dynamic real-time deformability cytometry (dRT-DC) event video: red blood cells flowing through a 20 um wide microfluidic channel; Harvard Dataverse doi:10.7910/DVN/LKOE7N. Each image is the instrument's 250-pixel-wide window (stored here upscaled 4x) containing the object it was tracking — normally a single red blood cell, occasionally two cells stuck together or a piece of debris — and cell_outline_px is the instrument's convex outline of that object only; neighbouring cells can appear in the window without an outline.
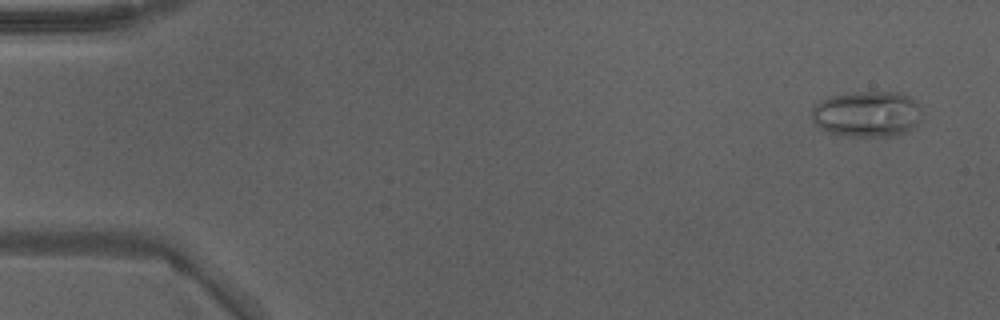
{"species": "Egyptian fruit bat (a non-hibernating species)", "species_latin": "Rousettus aegyptiacus", "temperature_condition": "warm", "stored_images_in_passage": 49, "camera_frame_rate_fps": 3000, "um_per_image_px": 0.085, "animal": {"sex": "male"}, "frame": {"image": 1, "passage_image": 3, "time_ms": 0.667, "image_size_px": [1000, 320], "cell_outline_px": [[920, 108], [916, 124], [908, 132], [892, 136], [844, 136], [828, 132], [820, 128], [812, 120], [812, 108], [820, 100], [832, 96], [852, 92], [900, 92], [916, 100]], "centroid_in_image_um": [73.67, 9.69], "position_along_channel_um": 11.3, "area_um2": 29.48}}
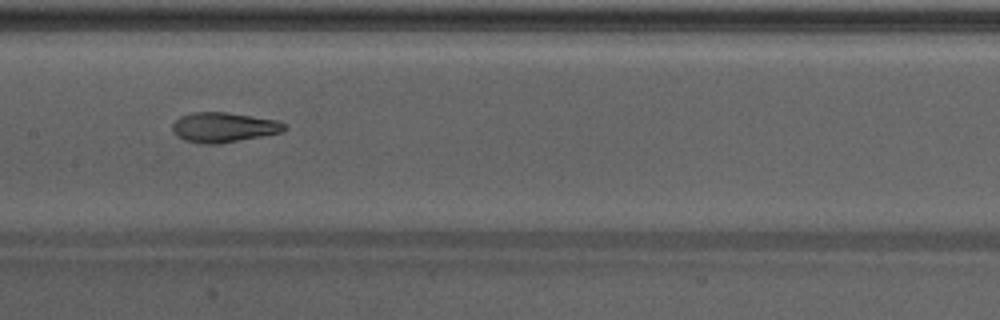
{"frame": {"image": 2, "passage_image": 25, "time_ms": 8.0, "image_size_px": [1000, 320], "cell_outline_px": [[288, 128], [284, 132], [220, 144], [200, 144], [184, 140], [176, 136], [172, 132], [172, 124], [180, 116], [192, 112], [228, 112], [280, 120], [288, 124]], "centroid_in_image_um": [19.05, 10.82], "position_along_channel_um": 188.3, "area_um2": 20.06}}
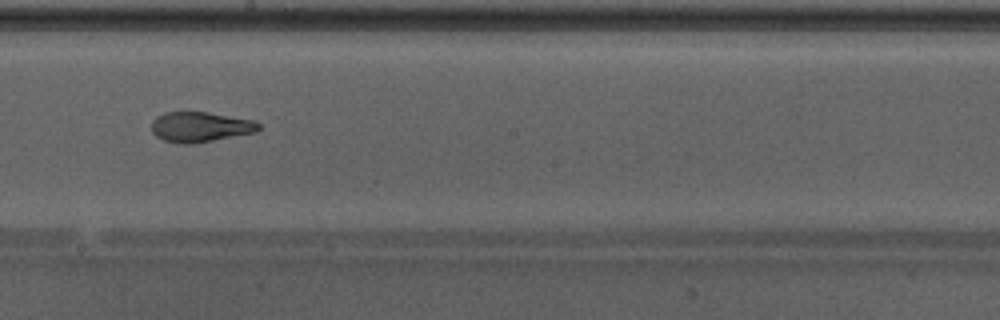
{"frame": {"image": 3, "passage_image": 28, "time_ms": 9.0, "image_size_px": [1000, 320], "cell_outline_px": [[260, 128], [256, 132], [196, 144], [184, 144], [164, 140], [156, 136], [152, 132], [152, 120], [156, 116], [164, 112], [208, 112], [256, 120], [260, 124]], "centroid_in_image_um": [17.04, 10.79], "position_along_channel_um": 231.2, "area_um2": 19.07}, "authors_computed_cell_mechanics": {"area_um2": 20.7502, "velocity_mm_per_s": 4.3057, "shape_relaxation_time_tau1_ms": 10.9576, "shape_relaxation_time_tau2_ms": 1.2483, "deformation_change_tau1": 0.2587, "deformation_change_tau2": 0.0696}}